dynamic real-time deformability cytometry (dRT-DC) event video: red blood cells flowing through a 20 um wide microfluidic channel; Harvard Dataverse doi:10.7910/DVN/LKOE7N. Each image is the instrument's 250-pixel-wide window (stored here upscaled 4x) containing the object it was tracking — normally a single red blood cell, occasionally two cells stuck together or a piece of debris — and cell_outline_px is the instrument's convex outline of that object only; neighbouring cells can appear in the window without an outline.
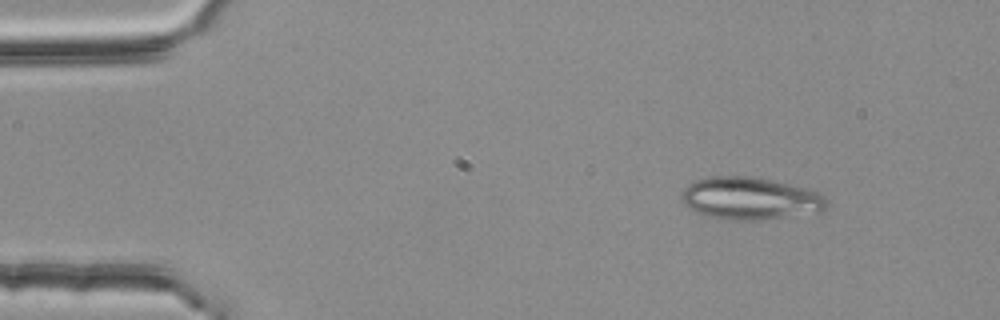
{"species": "common noctule bat (a hibernating species)", "species_latin": "Nyctalus noctula", "temperature_condition": "room temperature", "stored_images_in_passage": 3, "camera_frame_rate_fps": 3000, "um_per_image_px": 0.085, "animal": {"sex": "female", "body_mass_g": 25.1}, "frame": {"image": 1, "passage_image": 1, "time_ms": 0.0, "image_size_px": [1000, 320], "cell_outline_px": [[828, 204], [820, 212], [764, 220], [732, 220], [708, 216], [696, 212], [684, 200], [684, 188], [696, 180], [712, 176], [748, 176], [788, 184], [804, 188], [816, 192], [824, 196], [828, 200]], "centroid_in_image_um": [63.82, 16.88], "position_along_channel_um": 21.2, "area_um2": 35.26}}